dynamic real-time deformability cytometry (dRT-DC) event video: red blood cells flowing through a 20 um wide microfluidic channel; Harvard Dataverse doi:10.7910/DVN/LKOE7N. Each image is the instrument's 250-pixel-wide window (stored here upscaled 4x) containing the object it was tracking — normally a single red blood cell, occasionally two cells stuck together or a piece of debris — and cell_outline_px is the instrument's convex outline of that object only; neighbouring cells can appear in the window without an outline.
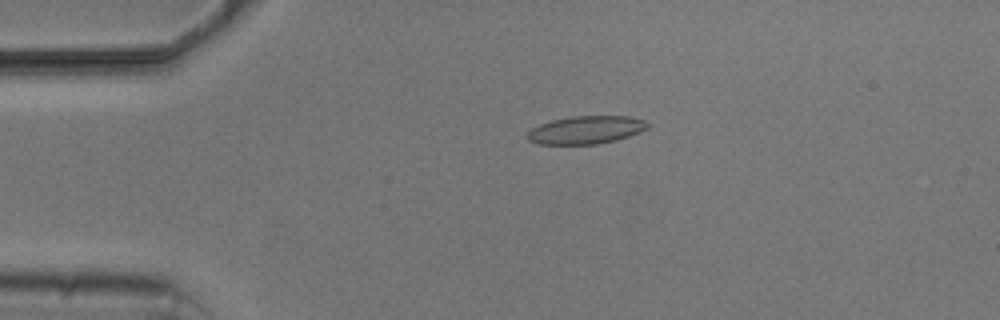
{"species": "common noctule bat (a hibernating species)", "species_latin": "Nyctalus noctula", "temperature_condition": "cold", "stored_images_in_passage": 5, "camera_frame_rate_fps": 3000, "um_per_image_px": 0.085, "animal": {"sex": "male", "body_mass_g": 20.5, "forearm_length_mm": 52.5}, "frame": {"image": 1, "passage_image": 3, "time_ms": 2.333, "image_size_px": [1000, 320], "cell_outline_px": [[652, 124], [648, 128], [640, 132], [616, 140], [596, 144], [536, 144], [528, 140], [528, 132], [532, 128], [540, 124], [552, 120], [572, 116], [628, 116], [644, 120]], "centroid_in_image_um": [49.83, 11.04], "position_along_channel_um": 35.2, "area_um2": 19.59}}